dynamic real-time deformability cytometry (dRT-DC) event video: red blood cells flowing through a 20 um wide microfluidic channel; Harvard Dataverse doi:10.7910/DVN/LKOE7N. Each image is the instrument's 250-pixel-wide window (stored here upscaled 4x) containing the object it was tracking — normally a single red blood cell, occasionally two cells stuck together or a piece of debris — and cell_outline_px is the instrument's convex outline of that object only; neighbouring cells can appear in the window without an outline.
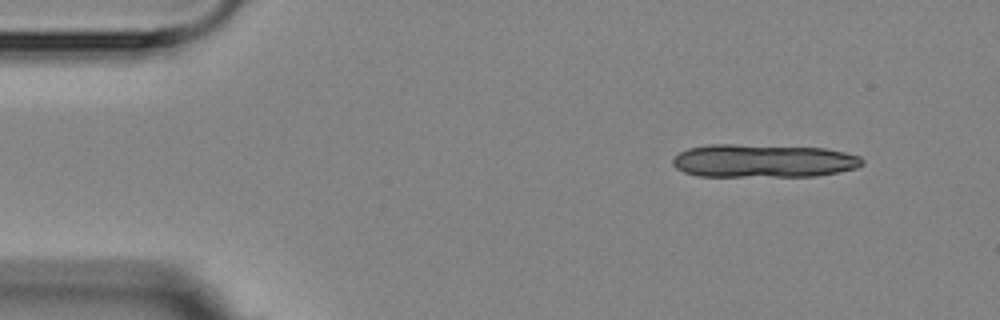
{"species": "Egyptian fruit bat (a non-hibernating species)", "species_latin": "Rousettus aegyptiacus", "temperature_condition": "room temperature", "stored_images_in_passage": 3, "camera_frame_rate_fps": 3000, "um_per_image_px": 0.085, "animal": {"sex": "female"}, "frame": {"image": 1, "passage_image": 1, "time_ms": 0.0, "image_size_px": [1000, 320], "cell_outline_px": [[864, 164], [856, 168], [840, 172], [816, 176], [700, 176], [684, 172], [676, 168], [672, 164], [672, 160], [680, 152], [688, 148], [708, 144], [736, 144], [824, 148], [844, 152], [860, 156], [864, 160]], "centroid_in_image_um": [64.89, 13.67], "position_along_channel_um": 20.1, "area_um2": 36.88}}